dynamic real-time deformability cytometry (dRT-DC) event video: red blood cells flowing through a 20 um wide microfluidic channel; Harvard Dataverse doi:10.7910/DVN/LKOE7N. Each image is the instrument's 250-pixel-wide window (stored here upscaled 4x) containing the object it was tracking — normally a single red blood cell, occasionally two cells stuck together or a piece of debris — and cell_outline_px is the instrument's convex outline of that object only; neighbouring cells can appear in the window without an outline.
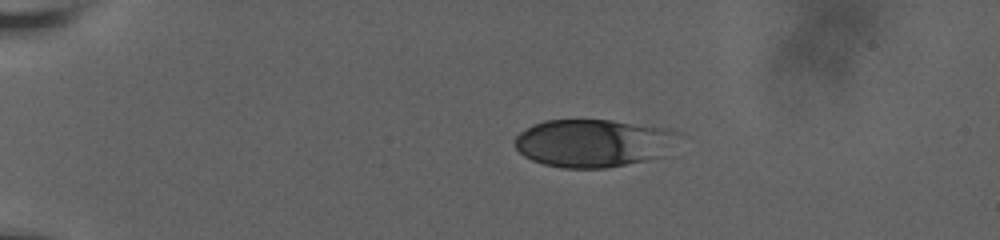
{"species": "human", "species_latin": "Homo sapiens", "temperature_condition": "room temperature", "stored_images_in_passage": 46, "camera_frame_rate_fps": 3000, "um_per_image_px": 0.085, "donor": {"sex": "male"}, "frame": {"image": 1, "passage_image": 1, "time_ms": 0.0, "image_size_px": [1000, 240], "cell_outline_px": [[680, 132], [664, 156], [604, 168], [564, 168], [544, 164], [532, 160], [524, 156], [516, 148], [512, 140], [520, 132], [532, 124], [544, 120], [612, 120], [668, 128]], "centroid_in_image_um": [50.38, 12.15], "position_along_channel_um": 34.6, "area_um2": 45.6}}
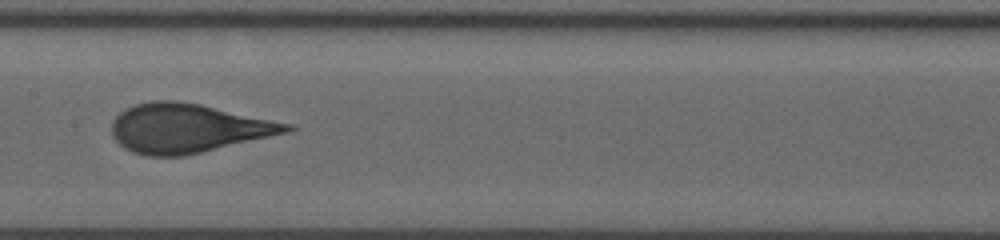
{"frame": {"image": 2, "passage_image": 20, "time_ms": 6.333, "image_size_px": [1000, 240], "cell_outline_px": [[296, 128], [288, 132], [184, 156], [148, 156], [132, 152], [124, 148], [112, 136], [112, 120], [124, 108], [136, 104], [152, 100], [176, 100], [200, 104], [292, 124]], "centroid_in_image_um": [15.93, 10.89], "position_along_channel_um": 191.5, "area_um2": 49.77}}
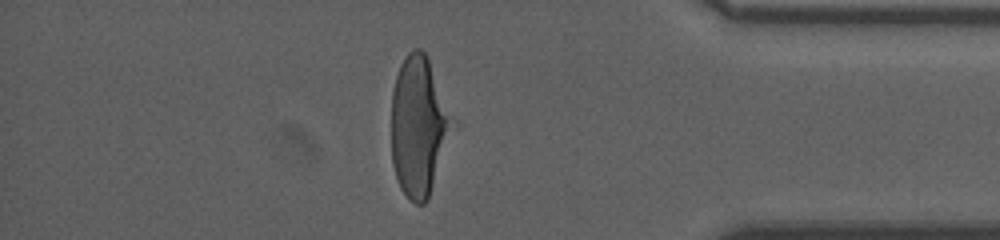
{"frame": {"image": 3, "passage_image": 39, "time_ms": 12.667, "image_size_px": [1000, 240], "cell_outline_px": [[460, 124], [428, 200], [424, 204], [416, 204], [400, 188], [392, 164], [392, 92], [396, 76], [400, 64], [404, 56], [408, 52], [416, 48], [420, 48], [428, 56]], "centroid_in_image_um": [35.71, 10.72], "position_along_channel_um": 399.5, "area_um2": 52.08}, "authors_computed_cell_mechanics": {"area_um2": 48.9277, "velocity_mm_per_s": 3.6498, "shape_relaxation_time_tau1_ms": 3.8645, "shape_relaxation_time_tau2_ms": null, "deformation_change_tau1": 0.1866, "deformation_change_tau2": null}}